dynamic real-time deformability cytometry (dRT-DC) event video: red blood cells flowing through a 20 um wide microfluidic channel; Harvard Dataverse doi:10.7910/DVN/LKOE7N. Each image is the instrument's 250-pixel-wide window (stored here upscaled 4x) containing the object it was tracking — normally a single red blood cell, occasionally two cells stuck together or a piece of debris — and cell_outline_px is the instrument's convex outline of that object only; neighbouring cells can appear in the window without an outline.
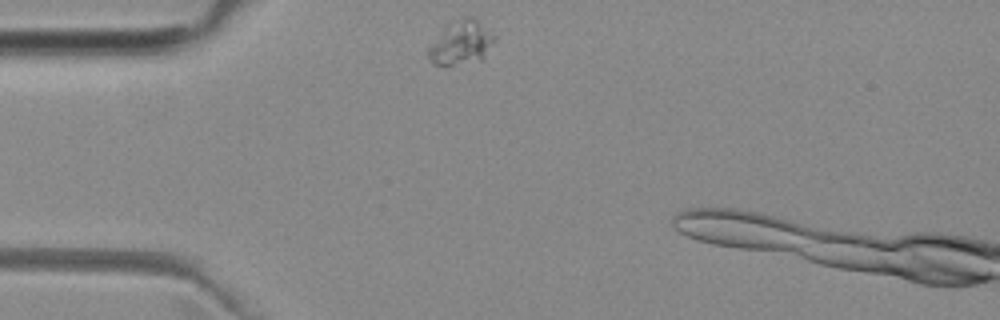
{"species": "common noctule bat (a hibernating species)", "species_latin": "Nyctalus noctula", "temperature_condition": "room temperature", "stored_images_in_passage": 4, "camera_frame_rate_fps": 3000, "um_per_image_px": 0.085, "animal": {"sex": "female", "body_mass_g": 29.2, "forearm_length_mm": 56.3}, "frame": {"image": 1, "passage_image": 1, "time_ms": 0.0, "image_size_px": [1000, 320], "cell_outline_px": [[496, 40], [484, 60], [452, 64], [432, 64], [428, 60], [428, 48], [448, 24], [464, 16], [472, 16], [496, 36]], "centroid_in_image_um": [39.24, 3.63], "position_along_channel_um": 45.8, "area_um2": 16.76}}